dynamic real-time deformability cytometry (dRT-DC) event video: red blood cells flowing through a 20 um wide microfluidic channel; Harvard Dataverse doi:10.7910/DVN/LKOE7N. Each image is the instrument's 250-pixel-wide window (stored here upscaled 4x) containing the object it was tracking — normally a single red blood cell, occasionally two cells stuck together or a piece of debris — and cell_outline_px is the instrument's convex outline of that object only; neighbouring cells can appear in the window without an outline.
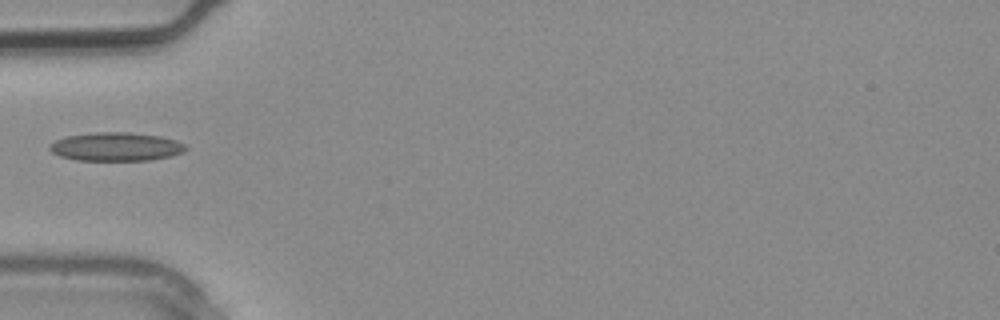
{"species": "common noctule bat (a hibernating species)", "species_latin": "Nyctalus noctula", "temperature_condition": "warm", "stored_images_in_passage": 1, "camera_frame_rate_fps": 3000, "um_per_image_px": 0.085, "animal": {"sex": "male", "body_mass_g": 20.4}, "frame": {"image": 1, "passage_image": 1, "time_ms": 0.0, "image_size_px": [1000, 320], "cell_outline_px": [[188, 148], [184, 152], [172, 156], [152, 160], [76, 160], [60, 156], [52, 152], [48, 148], [48, 144], [56, 140], [68, 136], [96, 132], [128, 132], [160, 136], [176, 140], [184, 144]], "centroid_in_image_um": [9.88, 12.47], "position_along_channel_um": 75.1, "area_um2": 22.72}}